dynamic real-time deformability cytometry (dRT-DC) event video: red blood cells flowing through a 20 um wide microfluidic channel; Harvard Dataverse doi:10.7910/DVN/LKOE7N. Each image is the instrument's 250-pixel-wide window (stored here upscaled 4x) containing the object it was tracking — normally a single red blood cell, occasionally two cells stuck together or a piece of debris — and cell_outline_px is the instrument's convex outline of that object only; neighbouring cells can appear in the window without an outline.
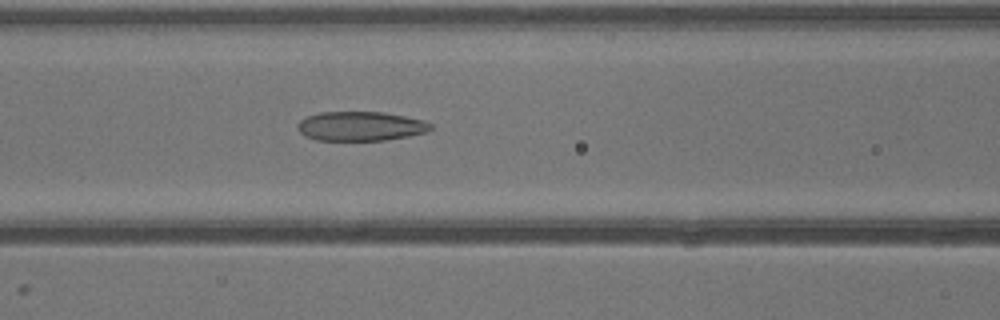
{"species": "common noctule bat (a hibernating species)", "species_latin": "Nyctalus noctula", "temperature_condition": "warm", "stored_images_in_passage": 27, "camera_frame_rate_fps": 3000, "um_per_image_px": 0.085, "animal": {"sex": "male", "body_mass_g": 13.3}, "frame": {"image": 1, "passage_image": 11, "time_ms": 3.333, "image_size_px": [1000, 320], "cell_outline_px": [[432, 128], [428, 132], [408, 136], [384, 140], [316, 140], [304, 136], [296, 128], [296, 124], [300, 120], [308, 116], [320, 112], [384, 112], [404, 116], [420, 120], [432, 124]], "centroid_in_image_um": [30.61, 10.73], "position_along_channel_um": 136.0, "area_um2": 22.72}}
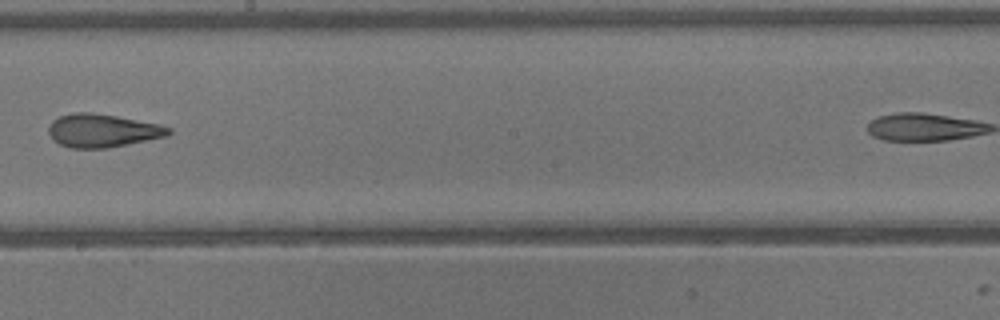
{"frame": {"image": 2, "passage_image": 17, "time_ms": 5.333, "image_size_px": [1000, 320], "cell_outline_px": [[172, 132], [168, 136], [108, 148], [68, 148], [60, 144], [48, 132], [48, 128], [52, 120], [60, 116], [72, 112], [92, 112], [116, 116], [160, 124], [172, 128]], "centroid_in_image_um": [8.74, 11.1], "position_along_channel_um": 239.5, "area_um2": 23.29}}
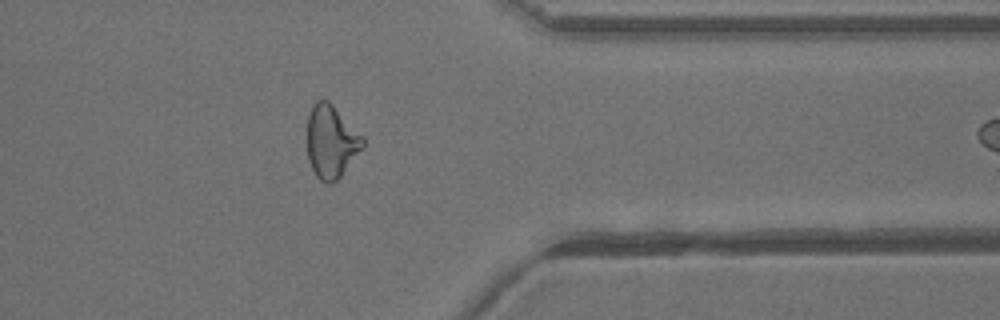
{"frame": {"image": 3, "passage_image": 26, "time_ms": 8.333, "image_size_px": [1000, 320], "cell_outline_px": [[364, 148], [340, 176], [332, 184], [324, 184], [316, 176], [308, 160], [308, 112], [312, 104], [316, 100], [328, 100], [364, 136]], "centroid_in_image_um": [28.16, 12.03], "position_along_channel_um": 383.2, "area_um2": 23.81}}